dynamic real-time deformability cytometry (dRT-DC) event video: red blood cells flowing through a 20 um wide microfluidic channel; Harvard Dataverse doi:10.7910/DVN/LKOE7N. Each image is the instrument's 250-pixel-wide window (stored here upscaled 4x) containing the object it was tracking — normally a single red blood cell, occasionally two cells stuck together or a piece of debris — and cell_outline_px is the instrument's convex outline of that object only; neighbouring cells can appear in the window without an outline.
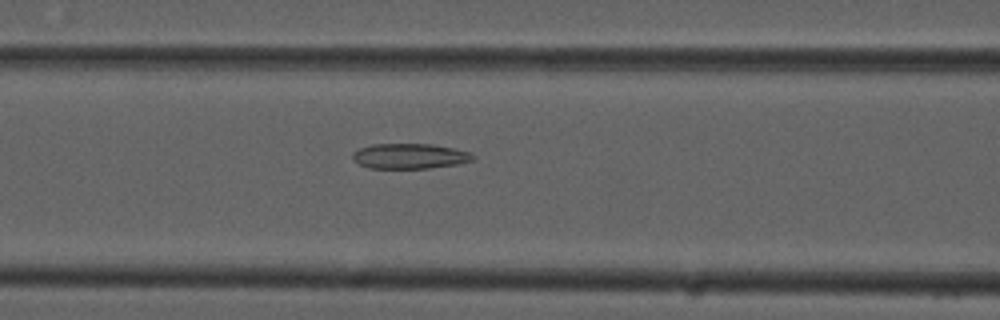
{"species": "common noctule bat (a hibernating species)", "species_latin": "Nyctalus noctula", "temperature_condition": "cold", "stored_images_in_passage": 53, "camera_frame_rate_fps": 3000, "um_per_image_px": 0.085, "animal": {"sex": "male", "forearm_length_mm": 52.5}, "frame": {"image": 1, "passage_image": 22, "time_ms": 7.0, "image_size_px": [1000, 320], "cell_outline_px": [[476, 156], [472, 160], [456, 164], [428, 168], [368, 168], [352, 160], [352, 152], [360, 148], [372, 144], [432, 144], [472, 152]], "centroid_in_image_um": [34.81, 13.26], "position_along_channel_um": 131.8, "area_um2": 17.69}}
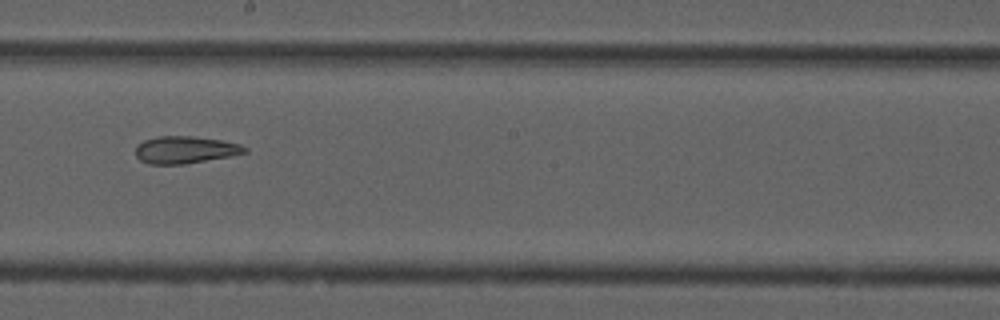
{"frame": {"image": 2, "passage_image": 30, "time_ms": 9.667, "image_size_px": [1000, 320], "cell_outline_px": [[248, 152], [228, 156], [184, 164], [148, 164], [140, 160], [136, 156], [136, 144], [144, 140], [156, 136], [192, 136], [220, 140], [240, 144], [248, 148]], "centroid_in_image_um": [15.7, 12.73], "position_along_channel_um": 232.5, "area_um2": 17.28}}
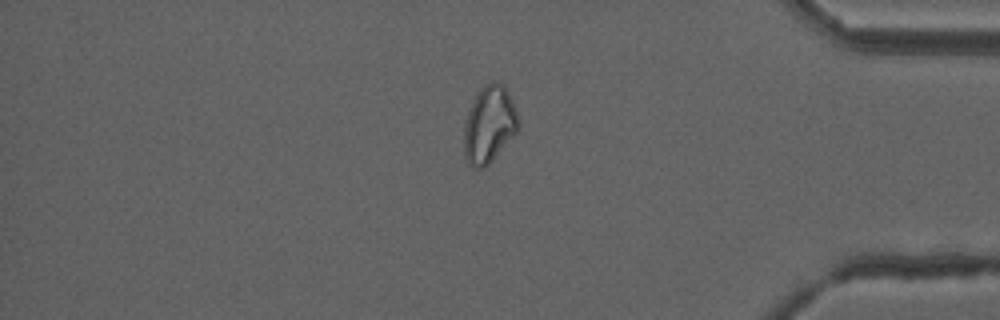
{"frame": {"image": 3, "passage_image": 45, "time_ms": 14.667, "image_size_px": [1000, 320], "cell_outline_px": [[520, 128], [488, 164], [484, 168], [472, 168], [468, 164], [464, 156], [464, 124], [472, 100], [476, 92], [480, 88], [492, 80], [500, 80], [508, 88], [520, 124]], "centroid_in_image_um": [41.58, 10.53], "position_along_channel_um": 393.6, "area_um2": 24.74}, "authors_computed_cell_mechanics": {"area_um2": 23.12, "velocity_mm_per_s": 3.7874, "shape_relaxation_time_tau1_ms": null, "shape_relaxation_time_tau2_ms": 5.1665, "deformation_change_tau1": null, "deformation_change_tau2": 0.1424}}